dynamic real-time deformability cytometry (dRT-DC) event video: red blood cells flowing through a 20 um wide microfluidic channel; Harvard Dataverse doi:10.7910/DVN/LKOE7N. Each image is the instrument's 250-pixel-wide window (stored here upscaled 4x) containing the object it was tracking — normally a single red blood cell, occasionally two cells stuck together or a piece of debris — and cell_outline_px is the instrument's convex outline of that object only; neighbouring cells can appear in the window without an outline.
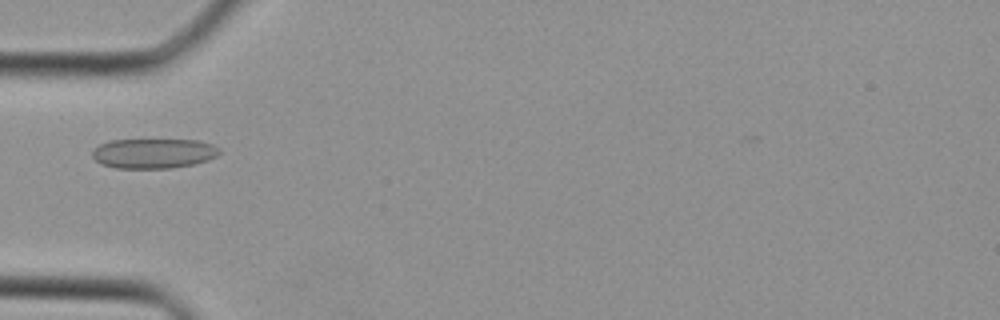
{"species": "Egyptian fruit bat (a non-hibernating species)", "species_latin": "Rousettus aegyptiacus", "temperature_condition": "cold", "stored_images_in_passage": 35, "camera_frame_rate_fps": 3000, "um_per_image_px": 0.085, "animal": {"sex": "female"}, "frame": {"image": 1, "passage_image": 8, "time_ms": 2.333, "image_size_px": [1000, 320], "cell_outline_px": [[220, 152], [216, 156], [208, 160], [192, 164], [172, 168], [116, 168], [100, 164], [92, 156], [92, 148], [100, 144], [112, 140], [200, 140], [212, 144], [220, 148]], "centroid_in_image_um": [13.04, 13.03], "position_along_channel_um": 72.0, "area_um2": 22.2}}
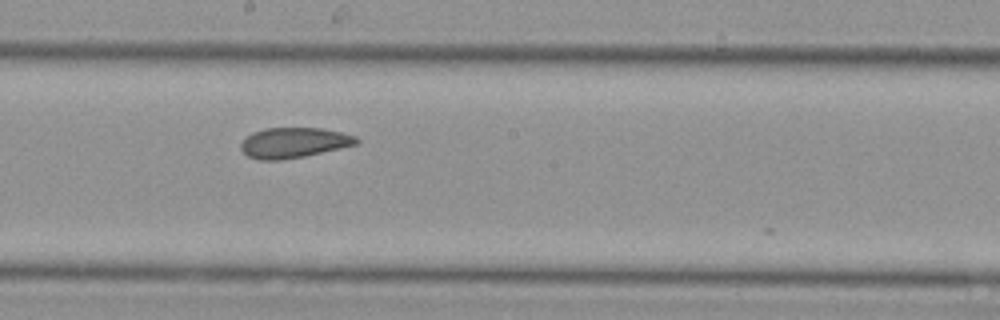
{"frame": {"image": 2, "passage_image": 17, "time_ms": 5.333, "image_size_px": [1000, 320], "cell_outline_px": [[360, 140], [356, 144], [340, 148], [304, 156], [280, 160], [260, 160], [248, 156], [240, 148], [240, 144], [252, 132], [264, 128], [324, 128], [356, 136]], "centroid_in_image_um": [24.96, 12.12], "position_along_channel_um": 223.2, "area_um2": 20.29}}
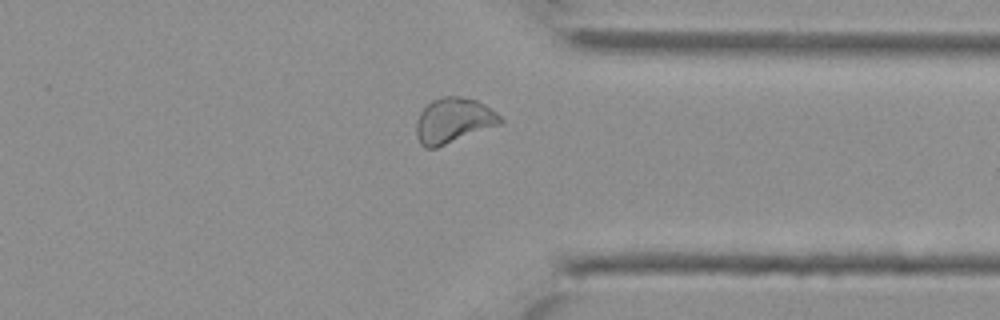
{"frame": {"image": 3, "passage_image": 26, "time_ms": 8.333, "image_size_px": [1000, 320], "cell_outline_px": [[504, 120], [500, 124], [436, 148], [424, 148], [420, 144], [416, 136], [416, 120], [420, 112], [432, 100], [440, 96], [460, 96], [476, 100], [484, 104], [496, 112]], "centroid_in_image_um": [38.51, 10.24], "position_along_channel_um": 372.9, "area_um2": 22.14}}